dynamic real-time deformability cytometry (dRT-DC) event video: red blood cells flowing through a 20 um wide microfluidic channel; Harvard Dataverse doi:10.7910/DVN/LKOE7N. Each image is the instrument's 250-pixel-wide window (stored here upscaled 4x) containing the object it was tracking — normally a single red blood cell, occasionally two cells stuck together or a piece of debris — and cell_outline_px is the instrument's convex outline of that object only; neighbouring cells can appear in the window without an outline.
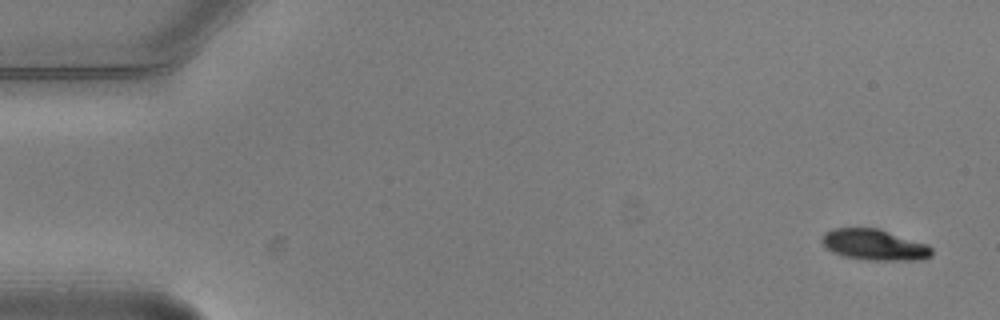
{"species": "common noctule bat (a hibernating species)", "species_latin": "Nyctalus noctula", "temperature_condition": "warm", "stored_images_in_passage": 5, "camera_frame_rate_fps": 3000, "um_per_image_px": 0.085, "animal": {"sex": "male", "body_mass_g": 20.5, "forearm_length_mm": 52.5}, "frame": {"image": 1, "passage_image": 1, "time_ms": 0.0, "image_size_px": [1000, 320], "cell_outline_px": [[932, 256], [920, 260], [868, 260], [844, 256], [832, 252], [820, 240], [824, 232], [832, 228], [880, 228], [928, 244], [932, 248]], "centroid_in_image_um": [74.34, 20.79], "position_along_channel_um": 10.7, "area_um2": 20.0}}